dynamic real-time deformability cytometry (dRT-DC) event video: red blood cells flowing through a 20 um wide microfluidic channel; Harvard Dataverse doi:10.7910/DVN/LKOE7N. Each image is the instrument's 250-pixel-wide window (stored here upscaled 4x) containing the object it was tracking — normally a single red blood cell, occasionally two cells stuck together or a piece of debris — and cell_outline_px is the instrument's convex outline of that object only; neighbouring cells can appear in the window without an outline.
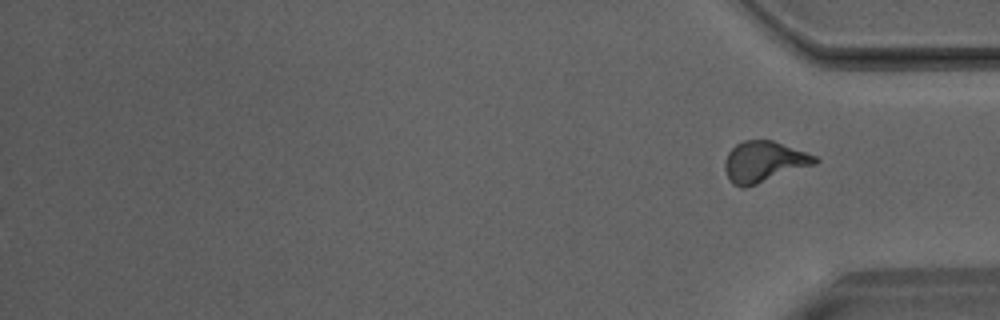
{"species": "Egyptian fruit bat (a non-hibernating species)", "species_latin": "Rousettus aegyptiacus", "temperature_condition": "room temperature", "stored_images_in_passage": 46, "segment_of_instrument_passage": [2, 2], "camera_frame_rate_fps": 3000, "um_per_image_px": 0.085, "animal": {"sex": "male"}, "frame": {"image": 1, "passage_image": 46, "time_ms": 15.0, "image_size_px": [1000, 320], "cell_outline_px": [[820, 160], [816, 164], [744, 188], [740, 188], [732, 184], [728, 180], [724, 168], [724, 160], [728, 152], [736, 144], [744, 140], [772, 140], [816, 156]], "centroid_in_image_um": [64.89, 13.76], "position_along_channel_um": 370.3, "area_um2": 21.5}}